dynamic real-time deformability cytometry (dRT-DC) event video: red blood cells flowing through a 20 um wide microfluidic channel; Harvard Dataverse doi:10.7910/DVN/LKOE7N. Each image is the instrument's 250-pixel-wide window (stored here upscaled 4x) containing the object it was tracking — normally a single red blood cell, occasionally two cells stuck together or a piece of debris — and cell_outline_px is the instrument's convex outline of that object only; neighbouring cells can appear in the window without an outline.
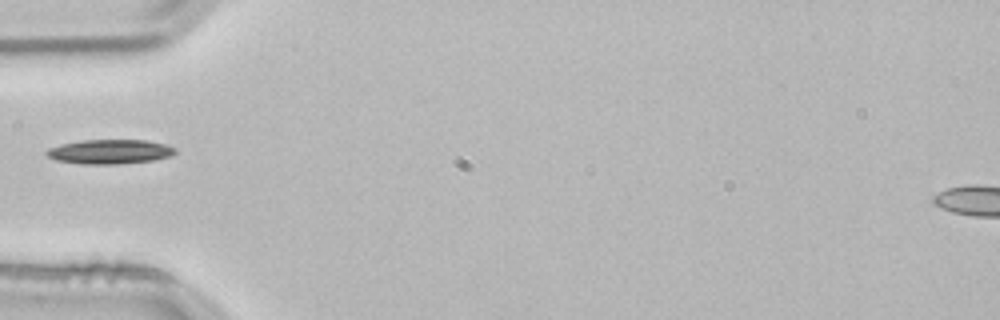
{"species": "common noctule bat (a hibernating species)", "species_latin": "Nyctalus noctula", "temperature_condition": "room temperature", "stored_images_in_passage": 30, "camera_frame_rate_fps": 3000, "um_per_image_px": 0.085, "animal": {"sex": "male", "body_mass_g": 21.5, "forearm_length_mm": 52.0}, "frame": {"image": 1, "passage_image": 1, "time_ms": 0.0, "image_size_px": [1000, 320], "cell_outline_px": [[176, 152], [172, 156], [152, 160], [120, 164], [80, 164], [56, 160], [48, 156], [44, 152], [48, 148], [80, 140], [144, 140], [164, 144], [176, 148]], "centroid_in_image_um": [9.33, 12.9], "position_along_channel_um": 75.7, "area_um2": 18.26}}
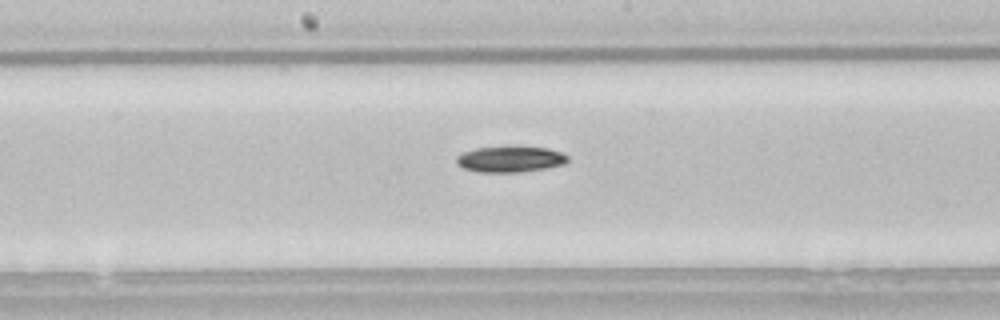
{"frame": {"image": 2, "passage_image": 11, "time_ms": 3.333, "image_size_px": [1000, 320], "cell_outline_px": [[568, 160], [564, 164], [544, 168], [520, 172], [480, 172], [464, 168], [456, 164], [456, 156], [464, 152], [476, 148], [508, 144], [548, 148], [560, 152], [568, 156]], "centroid_in_image_um": [43.35, 13.49], "position_along_channel_um": 204.8, "area_um2": 17.34}}
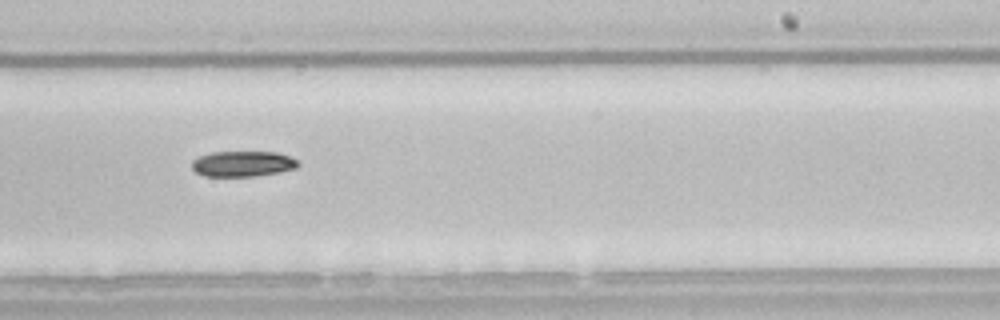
{"frame": {"image": 3, "passage_image": 16, "time_ms": 5.0, "image_size_px": [1000, 320], "cell_outline_px": [[300, 164], [296, 168], [280, 172], [256, 176], [204, 176], [196, 172], [192, 168], [192, 160], [196, 156], [212, 152], [276, 152], [292, 156], [300, 160]], "centroid_in_image_um": [20.66, 13.91], "position_along_channel_um": 268.3, "area_um2": 16.13}}